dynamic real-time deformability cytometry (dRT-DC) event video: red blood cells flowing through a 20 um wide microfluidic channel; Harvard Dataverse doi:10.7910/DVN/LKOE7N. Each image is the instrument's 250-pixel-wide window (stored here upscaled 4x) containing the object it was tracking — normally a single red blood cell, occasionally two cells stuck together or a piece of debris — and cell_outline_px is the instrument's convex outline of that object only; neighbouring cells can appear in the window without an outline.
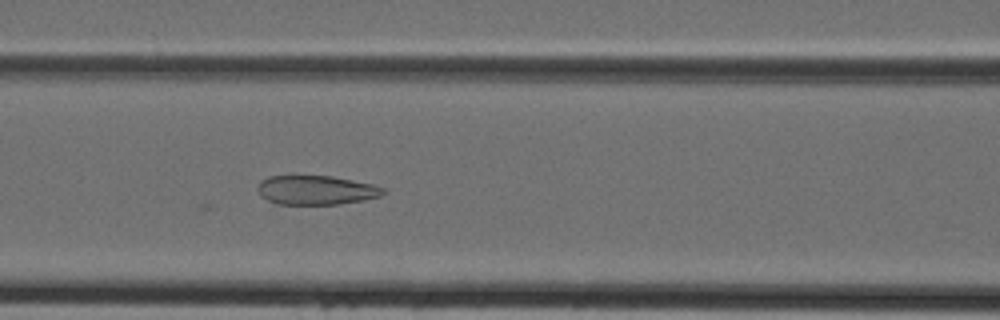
{"species": "Egyptian fruit bat (a non-hibernating species)", "species_latin": "Rousettus aegyptiacus", "temperature_condition": "cold", "stored_images_in_passage": 15, "camera_frame_rate_fps": 3000, "um_per_image_px": 0.085, "animal": {"sex": "female"}, "frame": {"image": 1, "passage_image": 6, "time_ms": 1.667, "image_size_px": [1000, 320], "cell_outline_px": [[388, 192], [380, 196], [364, 200], [340, 204], [276, 204], [260, 196], [256, 188], [260, 180], [268, 176], [292, 172], [296, 172], [332, 176], [372, 184], [384, 188]], "centroid_in_image_um": [26.79, 16.1], "position_along_channel_um": 139.8, "area_um2": 22.48}}
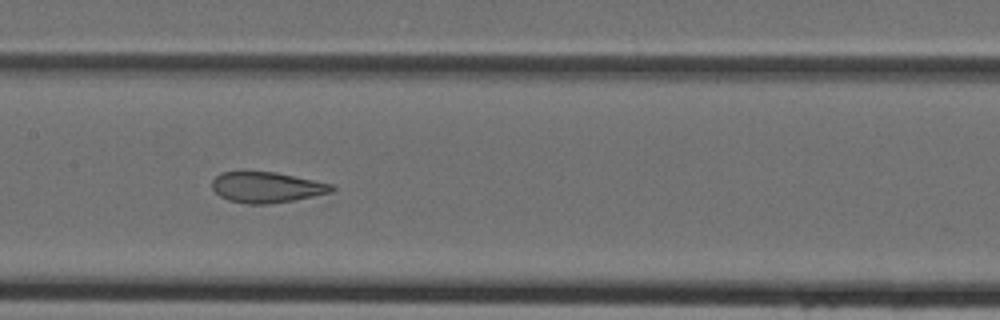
{"frame": {"image": 2, "passage_image": 9, "time_ms": 2.667, "image_size_px": [1000, 320], "cell_outline_px": [[336, 188], [332, 192], [292, 200], [268, 204], [248, 204], [228, 200], [220, 196], [212, 188], [212, 180], [220, 172], [244, 168], [276, 172], [332, 184]], "centroid_in_image_um": [22.59, 15.87], "position_along_channel_um": 184.8, "area_um2": 22.02}}
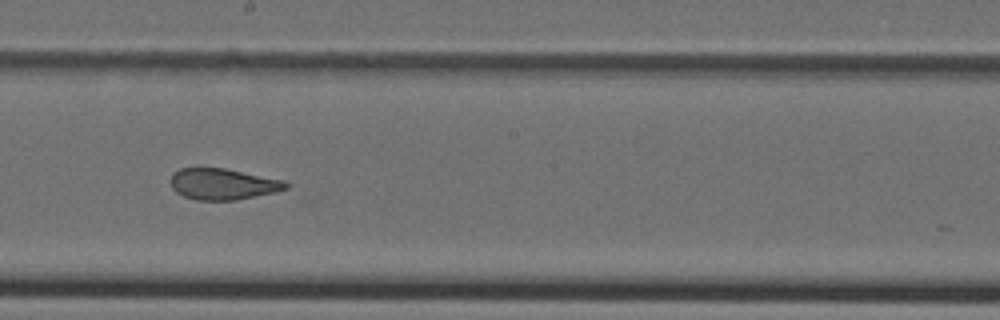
{"frame": {"image": 3, "passage_image": 12, "time_ms": 3.667, "image_size_px": [1000, 320], "cell_outline_px": [[288, 188], [276, 192], [236, 200], [196, 200], [184, 196], [176, 192], [172, 188], [172, 172], [180, 168], [224, 168], [284, 180], [288, 184]], "centroid_in_image_um": [18.95, 15.65], "position_along_channel_um": 229.2, "area_um2": 20.87}}